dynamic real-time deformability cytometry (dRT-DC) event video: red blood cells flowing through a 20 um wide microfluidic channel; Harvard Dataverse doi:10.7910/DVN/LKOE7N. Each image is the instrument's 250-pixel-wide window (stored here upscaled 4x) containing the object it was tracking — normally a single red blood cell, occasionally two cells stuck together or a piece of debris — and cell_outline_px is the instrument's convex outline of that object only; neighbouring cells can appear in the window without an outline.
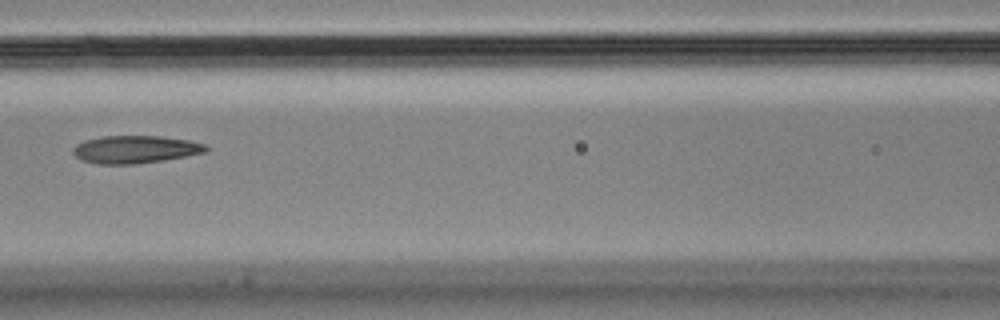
{"species": "Egyptian fruit bat (a non-hibernating species)", "species_latin": "Rousettus aegyptiacus", "temperature_condition": "cold", "stored_images_in_passage": 10, "camera_frame_rate_fps": 3000, "um_per_image_px": 0.085, "animal": {"sex": "male"}, "frame": {"image": 1, "passage_image": 6, "time_ms": 1.667, "image_size_px": [1000, 320], "cell_outline_px": [[208, 152], [164, 160], [136, 164], [96, 164], [80, 160], [72, 152], [72, 148], [76, 144], [84, 140], [104, 136], [160, 136], [188, 140], [208, 144]], "centroid_in_image_um": [11.5, 12.7], "position_along_channel_um": 155.1, "area_um2": 21.68}}
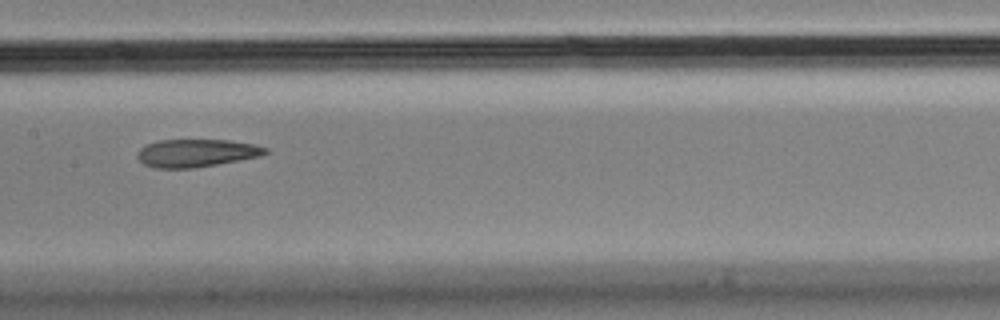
{"frame": {"image": 2, "passage_image": 7, "time_ms": 2.0, "image_size_px": [1000, 320], "cell_outline_px": [[268, 152], [260, 156], [216, 164], [192, 168], [156, 168], [144, 164], [136, 156], [136, 152], [140, 148], [148, 144], [160, 140], [228, 140], [256, 144], [268, 148]], "centroid_in_image_um": [16.69, 13.0], "position_along_channel_um": 190.7, "area_um2": 20.63}}
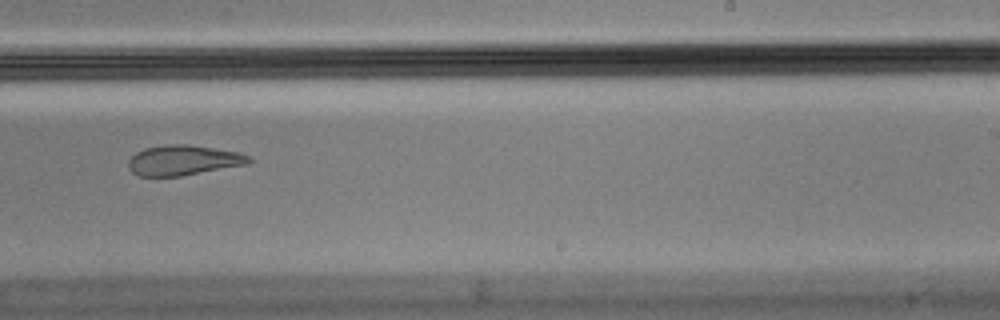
{"frame": {"image": 3, "passage_image": 9, "time_ms": 2.667, "image_size_px": [1000, 320], "cell_outline_px": [[252, 160], [248, 164], [180, 176], [140, 176], [132, 172], [128, 168], [128, 160], [136, 152], [144, 148], [168, 144], [188, 144], [240, 152], [252, 156]], "centroid_in_image_um": [15.6, 13.61], "position_along_channel_um": 273.4, "area_um2": 21.27}}